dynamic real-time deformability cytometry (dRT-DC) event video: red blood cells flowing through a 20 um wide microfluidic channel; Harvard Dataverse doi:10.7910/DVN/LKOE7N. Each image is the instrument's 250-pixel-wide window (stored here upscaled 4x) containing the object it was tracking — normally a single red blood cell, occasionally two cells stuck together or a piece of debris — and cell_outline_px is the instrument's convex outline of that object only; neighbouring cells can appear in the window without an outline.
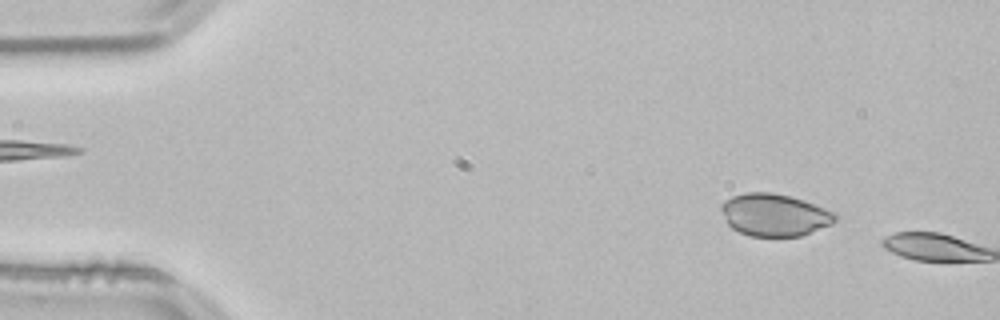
{"species": "common noctule bat (a hibernating species)", "species_latin": "Nyctalus noctula", "temperature_condition": "room temperature", "stored_images_in_passage": 6, "camera_frame_rate_fps": 3000, "um_per_image_px": 0.085, "animal": {"sex": "male", "body_mass_g": 21.5, "forearm_length_mm": 52.0}, "frame": {"image": 1, "passage_image": 5, "time_ms": 1.333, "image_size_px": [1000, 320], "cell_outline_px": [[840, 216], [832, 224], [800, 236], [748, 236], [732, 228], [728, 224], [720, 208], [720, 204], [724, 200], [732, 196], [744, 192], [772, 192], [792, 196], [804, 200], [836, 212]], "centroid_in_image_um": [65.84, 18.25], "position_along_channel_um": 19.2, "area_um2": 28.44}}